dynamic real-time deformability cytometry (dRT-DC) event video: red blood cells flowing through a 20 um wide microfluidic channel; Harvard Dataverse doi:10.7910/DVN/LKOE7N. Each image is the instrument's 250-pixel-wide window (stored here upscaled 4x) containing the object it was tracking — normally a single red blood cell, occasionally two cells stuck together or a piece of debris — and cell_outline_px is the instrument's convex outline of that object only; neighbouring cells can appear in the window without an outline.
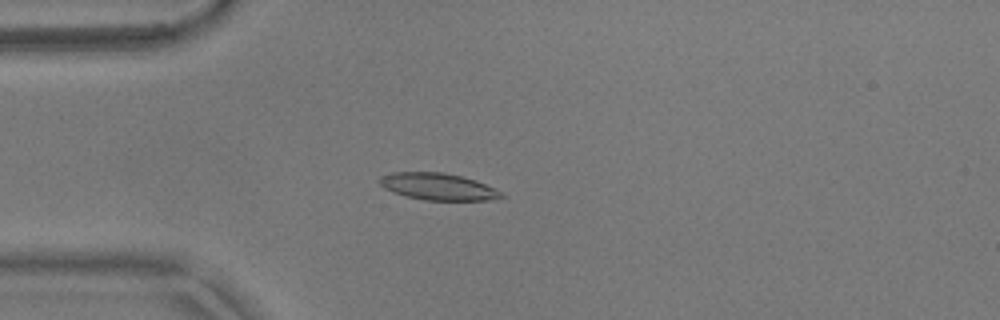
{"species": "common noctule bat (a hibernating species)", "species_latin": "Nyctalus noctula", "temperature_condition": "warm", "stored_images_in_passage": 54, "camera_frame_rate_fps": 3000, "um_per_image_px": 0.085, "animal": {"sex": "male", "body_mass_g": 17.9}, "frame": {"image": 1, "passage_image": 14, "time_ms": 4.333, "image_size_px": [1000, 320], "cell_outline_px": [[504, 196], [488, 200], [424, 200], [404, 196], [384, 188], [376, 180], [380, 176], [392, 172], [444, 172], [476, 180], [500, 192]], "centroid_in_image_um": [37.14, 15.85], "position_along_channel_um": 47.9, "area_um2": 18.96}}
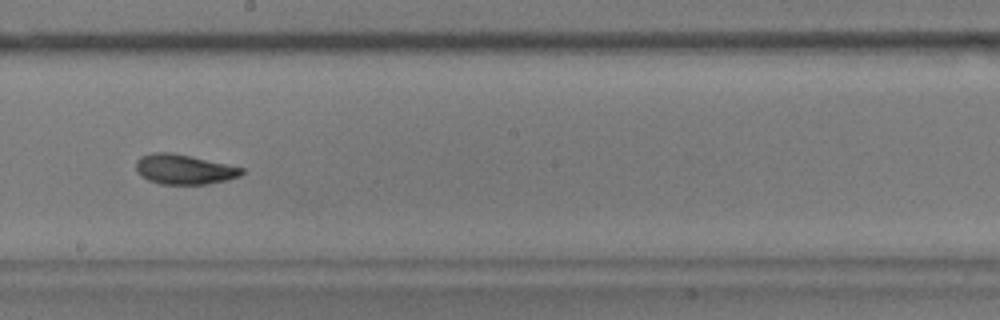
{"frame": {"image": 2, "passage_image": 30, "time_ms": 9.667, "image_size_px": [1000, 320], "cell_outline_px": [[244, 172], [240, 176], [228, 180], [208, 184], [160, 184], [148, 180], [140, 176], [136, 172], [136, 160], [140, 156], [152, 152], [172, 152], [192, 156], [244, 168]], "centroid_in_image_um": [15.62, 14.39], "position_along_channel_um": 232.6, "area_um2": 18.67}}
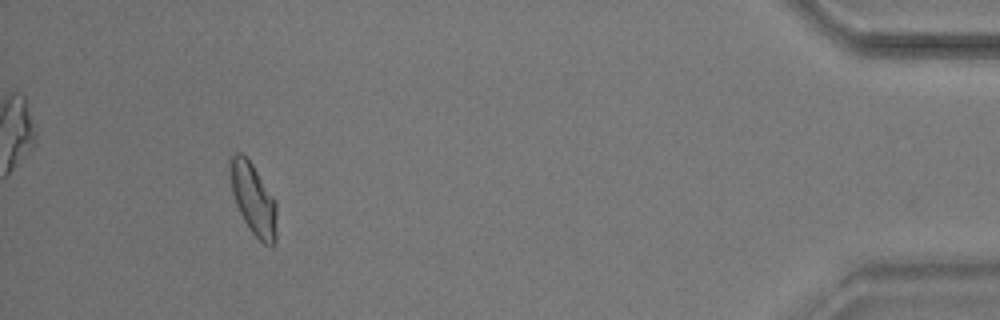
{"frame": {"image": 3, "passage_image": 50, "time_ms": 16.333, "image_size_px": [1000, 320], "cell_outline_px": [[276, 244], [272, 248], [264, 244], [252, 232], [244, 220], [236, 204], [232, 192], [228, 172], [228, 156], [232, 152], [240, 152], [252, 164], [276, 200]], "centroid_in_image_um": [21.51, 16.89], "position_along_channel_um": 413.7, "area_um2": 19.77}, "authors_computed_cell_mechanics": {"area_um2": 18.785, "velocity_mm_per_s": 3.6926, "shape_relaxation_time_tau1_ms": 4.4782, "shape_relaxation_time_tau2_ms": 2.879, "deformation_change_tau1": 0.1579, "deformation_change_tau2": 0.0765}}